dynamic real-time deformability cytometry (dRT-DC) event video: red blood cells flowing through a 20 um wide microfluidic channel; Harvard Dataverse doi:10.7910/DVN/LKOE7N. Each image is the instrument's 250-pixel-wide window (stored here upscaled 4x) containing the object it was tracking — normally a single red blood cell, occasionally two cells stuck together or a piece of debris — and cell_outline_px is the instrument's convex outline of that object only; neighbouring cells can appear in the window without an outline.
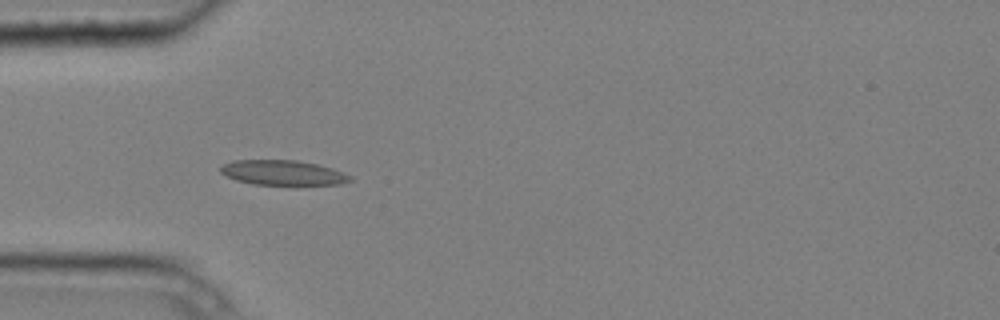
{"species": "common noctule bat (a hibernating species)", "species_latin": "Nyctalus noctula", "temperature_condition": "cold", "stored_images_in_passage": 5, "camera_frame_rate_fps": 3000, "um_per_image_px": 0.085, "animal": {"sex": "male", "body_mass_g": 20.4}, "frame": {"image": 1, "passage_image": 5, "time_ms": 1.333, "image_size_px": [1000, 320], "cell_outline_px": [[352, 180], [340, 184], [252, 184], [236, 180], [224, 176], [220, 172], [220, 168], [224, 164], [232, 160], [296, 160], [316, 164], [332, 168], [352, 176]], "centroid_in_image_um": [24.0, 14.67], "position_along_channel_um": 61.0, "area_um2": 18.67}}